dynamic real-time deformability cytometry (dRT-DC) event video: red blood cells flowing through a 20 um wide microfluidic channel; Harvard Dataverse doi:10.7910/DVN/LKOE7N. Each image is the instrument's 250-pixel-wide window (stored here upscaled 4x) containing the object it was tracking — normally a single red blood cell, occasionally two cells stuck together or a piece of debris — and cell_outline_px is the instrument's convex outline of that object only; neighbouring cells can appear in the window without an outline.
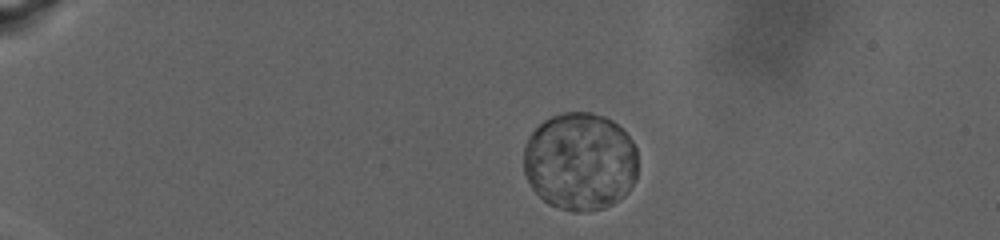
{"species": "human", "species_latin": "Homo sapiens", "temperature_condition": "warm", "stored_images_in_passage": 3, "camera_frame_rate_fps": 3000, "um_per_image_px": 0.085, "donor": {"sex": "male"}, "frame": {"image": 1, "passage_image": 1, "time_ms": 0.0, "image_size_px": [1000, 240], "cell_outline_px": [[636, 172], [632, 172], [532, 136], [536, 128], [548, 120], [556, 116], [572, 112], [580, 112], [596, 116], [608, 120], [616, 124], [624, 132], [632, 144], [636, 152]], "centroid_in_image_um": [50.16, 11.77], "position_along_channel_um": 34.8, "area_um2": 25.09}}